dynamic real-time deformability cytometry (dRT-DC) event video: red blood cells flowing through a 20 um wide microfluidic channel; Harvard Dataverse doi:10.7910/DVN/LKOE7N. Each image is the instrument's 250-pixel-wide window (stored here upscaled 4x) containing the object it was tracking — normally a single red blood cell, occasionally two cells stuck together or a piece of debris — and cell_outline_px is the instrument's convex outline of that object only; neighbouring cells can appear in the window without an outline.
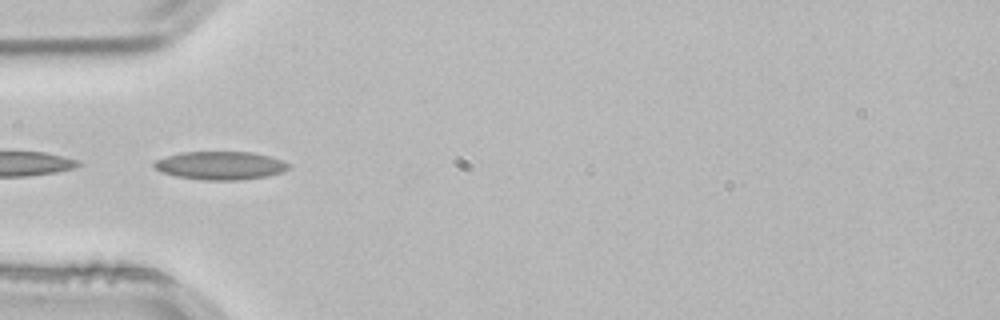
{"species": "common noctule bat (a hibernating species)", "species_latin": "Nyctalus noctula", "temperature_condition": "room temperature", "stored_images_in_passage": 13, "camera_frame_rate_fps": 3000, "um_per_image_px": 0.085, "animal": {"sex": "male", "body_mass_g": 21.5, "forearm_length_mm": 52.0}, "frame": {"image": 1, "passage_image": 6, "time_ms": 1.667, "image_size_px": [1000, 320], "cell_outline_px": [[292, 164], [288, 168], [280, 172], [268, 176], [240, 180], [204, 180], [176, 176], [160, 172], [152, 164], [156, 160], [164, 156], [184, 152], [252, 152], [268, 156]], "centroid_in_image_um": [18.7, 14.07], "position_along_channel_um": 66.3, "area_um2": 22.08}}